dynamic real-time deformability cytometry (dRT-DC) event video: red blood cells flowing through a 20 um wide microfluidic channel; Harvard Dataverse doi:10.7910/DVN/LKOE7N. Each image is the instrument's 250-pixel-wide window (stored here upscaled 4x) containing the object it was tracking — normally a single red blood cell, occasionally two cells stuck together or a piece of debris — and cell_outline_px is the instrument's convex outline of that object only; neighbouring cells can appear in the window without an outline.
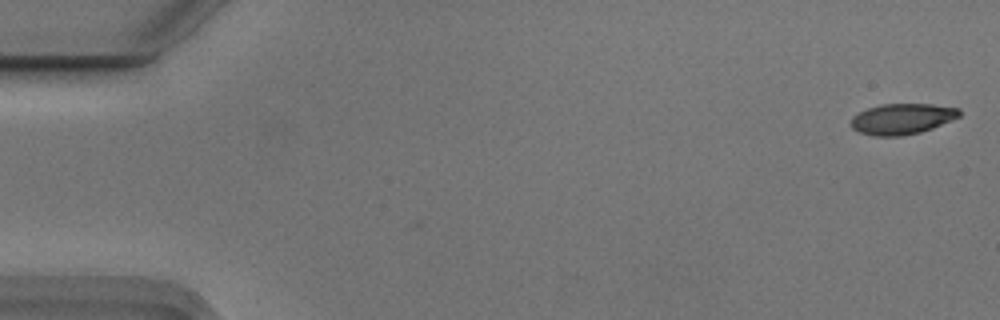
{"species": "Egyptian fruit bat (a non-hibernating species)", "species_latin": "Rousettus aegyptiacus", "temperature_condition": "cold", "stored_images_in_passage": 55, "camera_frame_rate_fps": 3000, "um_per_image_px": 0.085, "animal": {"sex": "male"}, "frame": {"image": 1, "passage_image": 1, "time_ms": 0.0, "image_size_px": [1000, 320], "cell_outline_px": [[960, 116], [932, 128], [920, 132], [900, 136], [872, 136], [860, 132], [852, 128], [848, 124], [852, 116], [868, 108], [884, 104], [932, 104], [960, 108]], "centroid_in_image_um": [76.65, 10.11], "position_along_channel_um": 8.4, "area_um2": 19.42}}
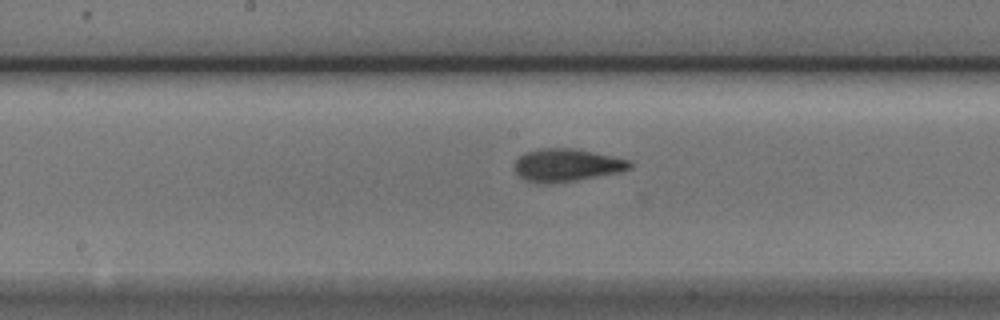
{"frame": {"image": 2, "passage_image": 28, "time_ms": 9.0, "image_size_px": [1000, 320], "cell_outline_px": [[632, 168], [620, 172], [576, 180], [552, 184], [536, 184], [524, 180], [512, 168], [516, 160], [524, 152], [540, 148], [572, 148], [632, 160]], "centroid_in_image_um": [48.13, 14.05], "position_along_channel_um": 200.1, "area_um2": 22.31}}
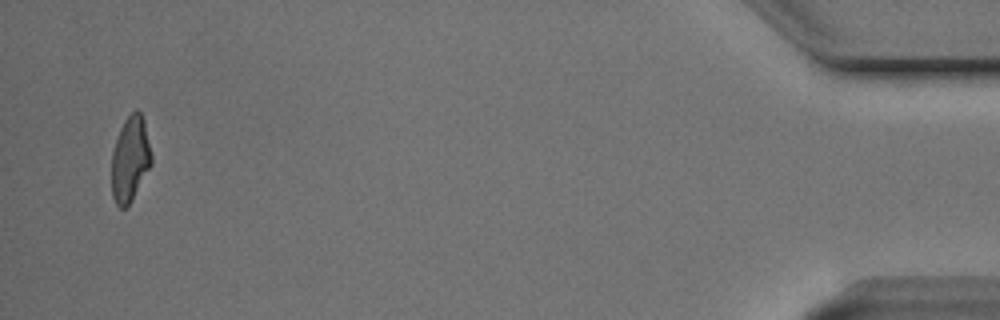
{"frame": {"image": 3, "passage_image": 53, "time_ms": 17.333, "image_size_px": [1000, 320], "cell_outline_px": [[152, 164], [132, 200], [124, 208], [120, 208], [116, 204], [112, 196], [112, 152], [120, 128], [124, 120], [136, 108], [140, 112], [144, 120], [152, 156]], "centroid_in_image_um": [11.07, 13.52], "position_along_channel_um": 424.1, "area_um2": 19.77}, "authors_computed_cell_mechanics": {"area_um2": 20.808, "velocity_mm_per_s": 3.7338, "shape_relaxation_time_tau1_ms": 4.8613, "shape_relaxation_time_tau2_ms": 2.2435, "deformation_change_tau1": 0.1848, "deformation_change_tau2": 0.0898}}